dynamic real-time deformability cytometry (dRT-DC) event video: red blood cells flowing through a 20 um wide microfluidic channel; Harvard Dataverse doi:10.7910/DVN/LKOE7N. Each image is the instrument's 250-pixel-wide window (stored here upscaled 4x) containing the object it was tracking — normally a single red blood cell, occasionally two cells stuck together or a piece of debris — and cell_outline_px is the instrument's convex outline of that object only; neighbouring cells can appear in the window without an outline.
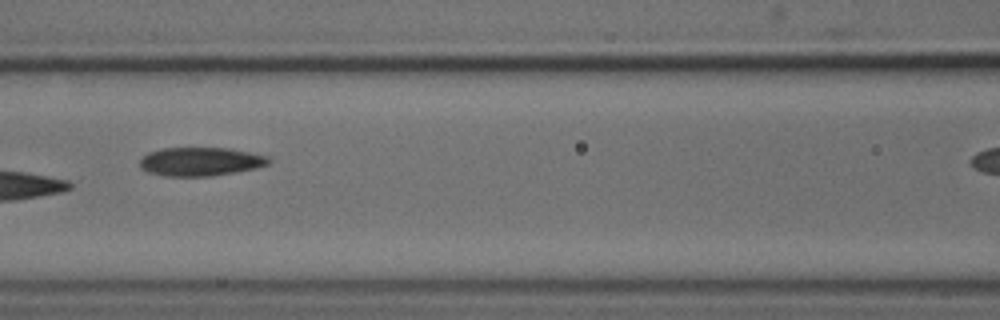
{"species": "common noctule bat (a hibernating species)", "species_latin": "Nyctalus noctula", "temperature_condition": "cold", "stored_images_in_passage": 13, "camera_frame_rate_fps": 3000, "um_per_image_px": 0.085, "animal": {"sex": "male", "body_mass_g": 18.8}, "frame": {"image": 1, "passage_image": 8, "time_ms": 8.0, "image_size_px": [1000, 320], "cell_outline_px": [[272, 160], [268, 164], [256, 168], [236, 172], [212, 176], [164, 176], [148, 172], [140, 168], [140, 160], [148, 152], [164, 148], [228, 148], [268, 156]], "centroid_in_image_um": [17.04, 13.74], "position_along_channel_um": 149.6, "area_um2": 21.5}}
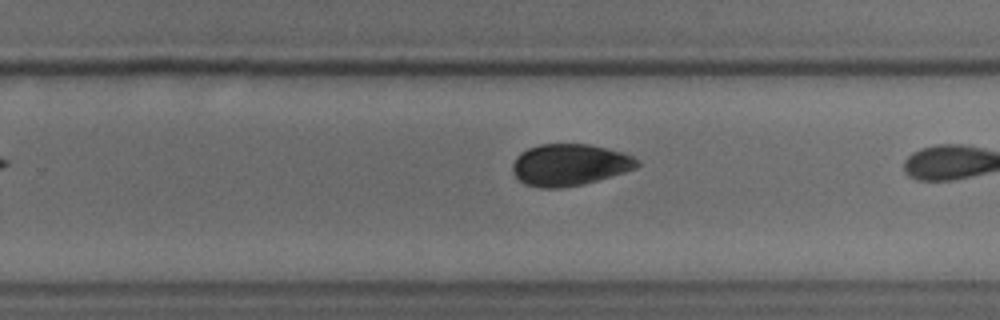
{"frame": {"image": 2, "passage_image": 13, "time_ms": 14.667, "image_size_px": [1000, 320], "cell_outline_px": [[640, 164], [636, 168], [624, 172], [584, 184], [560, 188], [540, 188], [524, 184], [512, 172], [512, 164], [516, 156], [520, 152], [528, 148], [540, 144], [588, 144], [620, 152], [632, 156]], "centroid_in_image_um": [48.36, 14.01], "position_along_channel_um": 281.4, "area_um2": 30.17}}